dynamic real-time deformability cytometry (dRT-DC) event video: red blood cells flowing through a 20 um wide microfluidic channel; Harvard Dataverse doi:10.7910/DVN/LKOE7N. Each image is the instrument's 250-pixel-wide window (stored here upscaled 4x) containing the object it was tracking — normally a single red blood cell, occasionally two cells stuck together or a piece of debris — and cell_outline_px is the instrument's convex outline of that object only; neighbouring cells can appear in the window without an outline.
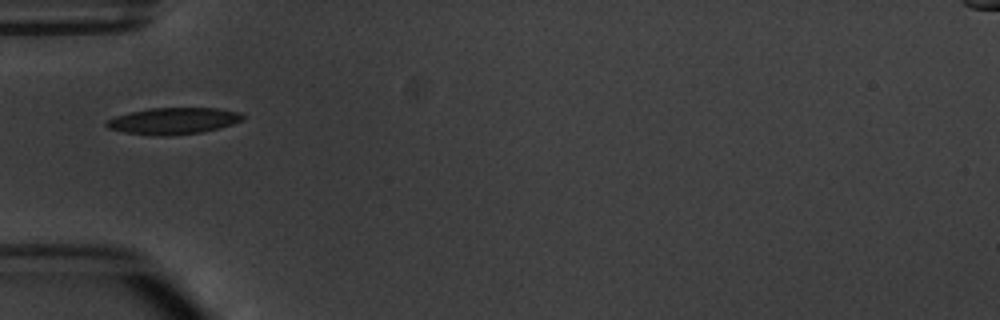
{"species": "common noctule bat (a hibernating species)", "species_latin": "Nyctalus noctula", "temperature_condition": "warm", "stored_images_in_passage": 1, "camera_frame_rate_fps": 3000, "um_per_image_px": 0.085, "animal": {"sex": "male", "body_mass_g": 20.1, "forearm_length_mm": 53.5}, "frame": {"image": 1, "passage_image": 1, "time_ms": 0.0, "image_size_px": [1000, 320], "cell_outline_px": [[244, 120], [220, 128], [204, 132], [168, 136], [156, 136], [124, 132], [108, 128], [104, 124], [108, 120], [116, 116], [148, 108], [220, 108], [240, 112], [244, 116]], "centroid_in_image_um": [14.78, 10.28], "position_along_channel_um": 70.2, "area_um2": 21.21}}